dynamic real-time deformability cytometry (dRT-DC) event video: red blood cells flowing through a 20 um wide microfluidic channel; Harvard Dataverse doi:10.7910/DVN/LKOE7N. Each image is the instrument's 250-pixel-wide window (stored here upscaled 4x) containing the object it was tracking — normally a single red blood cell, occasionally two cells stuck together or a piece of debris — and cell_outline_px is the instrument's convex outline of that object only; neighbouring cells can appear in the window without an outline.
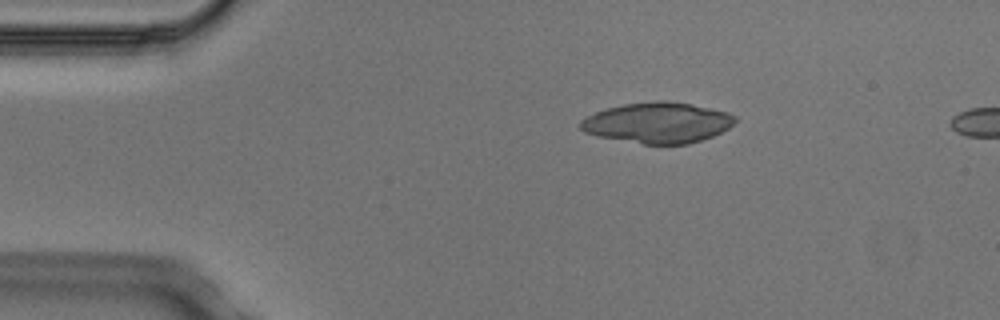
{"species": "Egyptian fruit bat (a non-hibernating species)", "species_latin": "Rousettus aegyptiacus", "temperature_condition": "cold", "stored_images_in_passage": 3, "camera_frame_rate_fps": 3000, "um_per_image_px": 0.085, "animal": {"sex": "male"}, "frame": {"image": 1, "passage_image": 1, "time_ms": 0.0, "image_size_px": [1000, 320], "cell_outline_px": [[736, 120], [728, 128], [712, 136], [688, 144], [644, 144], [596, 136], [584, 132], [580, 128], [580, 120], [596, 112], [608, 108], [624, 104], [656, 100], [668, 100], [692, 104], [728, 112], [736, 116]], "centroid_in_image_um": [55.9, 10.42], "position_along_channel_um": 29.1, "area_um2": 36.59}}